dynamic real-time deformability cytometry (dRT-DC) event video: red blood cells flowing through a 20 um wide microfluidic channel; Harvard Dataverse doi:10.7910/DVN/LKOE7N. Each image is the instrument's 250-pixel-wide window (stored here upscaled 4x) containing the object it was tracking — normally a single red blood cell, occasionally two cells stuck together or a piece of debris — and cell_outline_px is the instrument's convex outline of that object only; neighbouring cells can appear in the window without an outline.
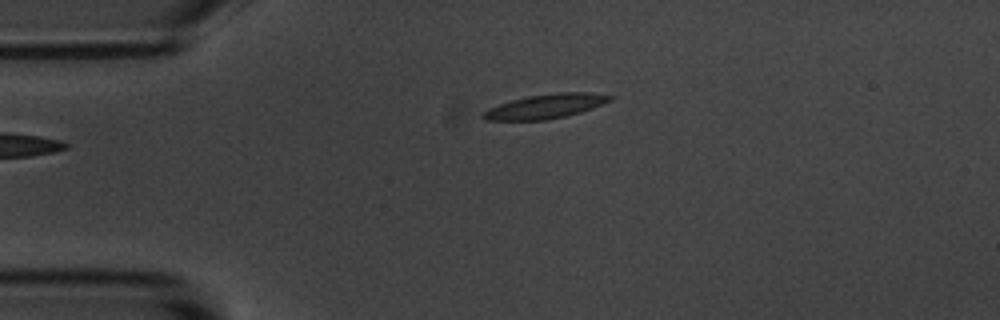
{"species": "common noctule bat (a hibernating species)", "species_latin": "Nyctalus noctula", "temperature_condition": "room temperature", "stored_images_in_passage": 3, "camera_frame_rate_fps": 3000, "um_per_image_px": 0.085, "animal": {"sex": "male", "body_mass_g": 20.1, "forearm_length_mm": 53.5}, "frame": {"image": 1, "passage_image": 1, "time_ms": 0.0, "image_size_px": [1000, 320], "cell_outline_px": [[616, 96], [612, 100], [592, 108], [568, 116], [544, 120], [484, 120], [480, 116], [480, 112], [488, 108], [512, 100], [528, 96], [560, 92], [592, 92]], "centroid_in_image_um": [46.38, 9.03], "position_along_channel_um": 38.6, "area_um2": 18.15}}